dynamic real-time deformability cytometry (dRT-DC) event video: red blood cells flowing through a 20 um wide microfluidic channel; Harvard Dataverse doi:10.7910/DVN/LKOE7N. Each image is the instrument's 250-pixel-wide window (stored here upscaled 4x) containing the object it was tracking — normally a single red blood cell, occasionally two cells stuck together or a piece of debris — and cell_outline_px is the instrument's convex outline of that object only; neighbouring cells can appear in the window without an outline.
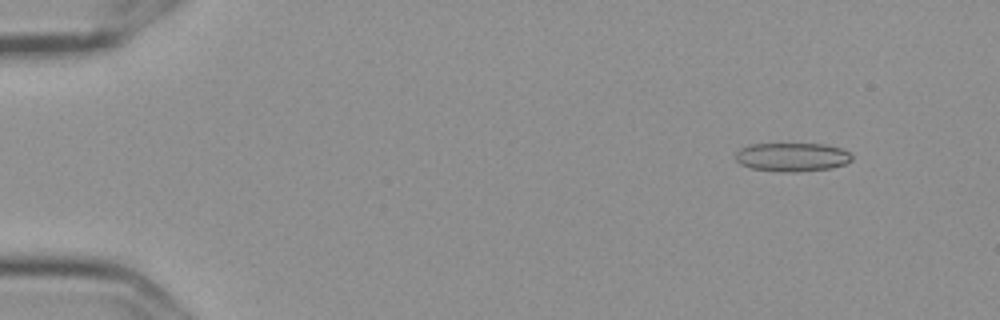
{"species": "Egyptian fruit bat (a non-hibernating species)", "species_latin": "Rousettus aegyptiacus", "temperature_condition": "cold", "stored_images_in_passage": 57, "camera_frame_rate_fps": 3000, "um_per_image_px": 0.085, "frame": {"image": 1, "passage_image": 6, "time_ms": 1.667, "image_size_px": [1000, 320], "cell_outline_px": [[852, 160], [844, 164], [832, 168], [796, 172], [780, 172], [752, 168], [740, 164], [736, 160], [736, 152], [752, 144], [824, 144], [840, 148], [848, 152], [852, 156]], "centroid_in_image_um": [67.35, 13.36], "position_along_channel_um": 17.7, "area_um2": 19.31}}
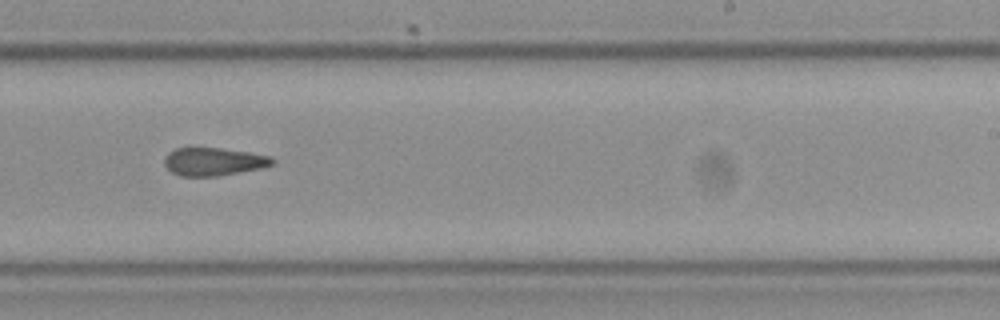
{"frame": {"image": 2, "passage_image": 36, "time_ms": 11.667, "image_size_px": [1000, 320], "cell_outline_px": [[276, 164], [264, 168], [216, 176], [180, 176], [172, 172], [164, 164], [164, 156], [168, 152], [176, 148], [220, 148], [248, 152], [272, 156], [276, 160]], "centroid_in_image_um": [18.2, 13.74], "position_along_channel_um": 270.8, "area_um2": 17.8}}
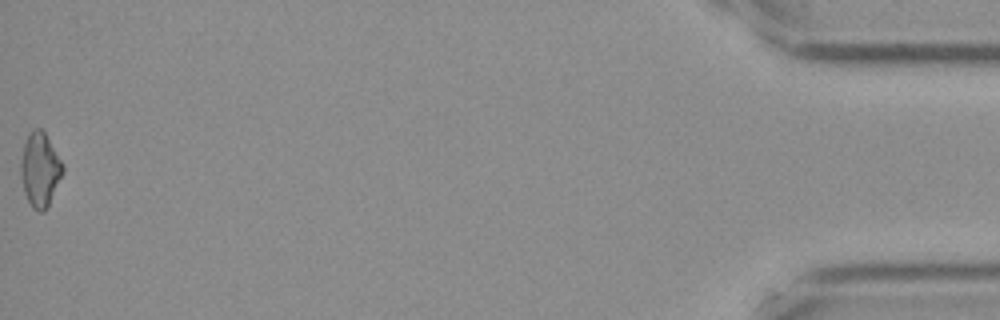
{"frame": {"image": 3, "passage_image": 57, "time_ms": 18.667, "image_size_px": [1000, 320], "cell_outline_px": [[64, 172], [44, 212], [40, 212], [32, 208], [24, 192], [20, 172], [20, 160], [24, 144], [32, 128], [40, 128], [44, 132], [64, 164]], "centroid_in_image_um": [3.4, 14.41], "position_along_channel_um": 431.8, "area_um2": 18.03}, "authors_computed_cell_mechanics": {"area_um2": 18.3804, "velocity_mm_per_s": 3.6182, "shape_relaxation_time_tau1_ms": null, "shape_relaxation_time_tau2_ms": 3.3033, "deformation_change_tau1": null, "deformation_change_tau2": 0.1236}}